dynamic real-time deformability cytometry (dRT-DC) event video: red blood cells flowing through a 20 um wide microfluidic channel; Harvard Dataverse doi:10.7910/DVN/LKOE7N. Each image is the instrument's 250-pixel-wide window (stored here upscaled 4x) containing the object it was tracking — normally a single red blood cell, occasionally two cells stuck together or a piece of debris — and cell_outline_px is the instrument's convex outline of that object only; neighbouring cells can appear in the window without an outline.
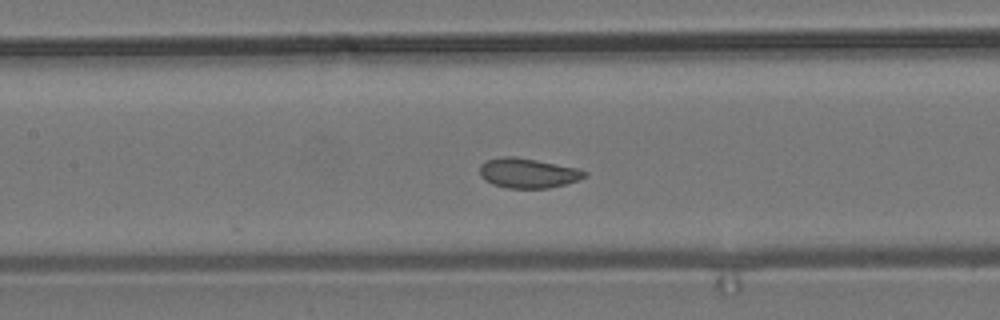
{"species": "common noctule bat (a hibernating species)", "species_latin": "Nyctalus noctula", "temperature_condition": "room temperature", "stored_images_in_passage": 26, "camera_frame_rate_fps": 3000, "um_per_image_px": 0.085, "animal": {"sex": "male", "body_mass_g": 19.2, "forearm_length_mm": 51.8}, "frame": {"image": 1, "passage_image": 22, "time_ms": 7.0, "image_size_px": [1000, 320], "cell_outline_px": [[588, 176], [564, 184], [548, 188], [508, 188], [492, 184], [484, 180], [480, 176], [480, 164], [488, 160], [500, 156], [516, 156], [576, 168], [588, 172]], "centroid_in_image_um": [44.84, 14.71], "position_along_channel_um": 162.6, "area_um2": 18.15}}
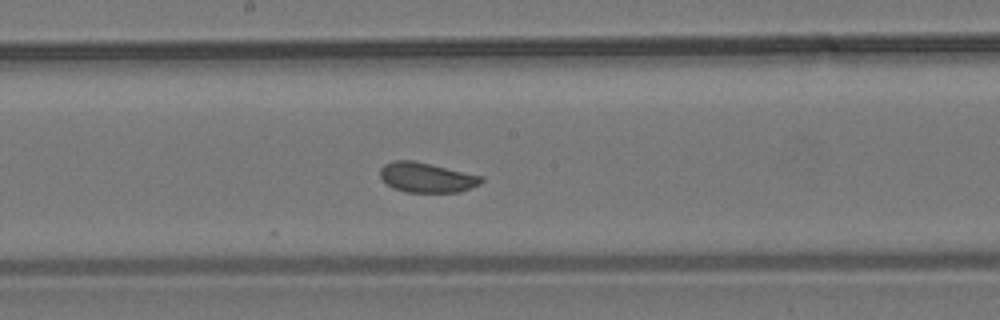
{"frame": {"image": 2, "passage_image": 26, "time_ms": 8.333, "image_size_px": [1000, 320], "cell_outline_px": [[484, 180], [480, 184], [472, 188], [460, 192], [404, 192], [392, 188], [380, 176], [380, 168], [384, 164], [392, 160], [412, 160], [484, 176]], "centroid_in_image_um": [36.28, 15.09], "position_along_channel_um": 211.9, "area_um2": 17.74}}